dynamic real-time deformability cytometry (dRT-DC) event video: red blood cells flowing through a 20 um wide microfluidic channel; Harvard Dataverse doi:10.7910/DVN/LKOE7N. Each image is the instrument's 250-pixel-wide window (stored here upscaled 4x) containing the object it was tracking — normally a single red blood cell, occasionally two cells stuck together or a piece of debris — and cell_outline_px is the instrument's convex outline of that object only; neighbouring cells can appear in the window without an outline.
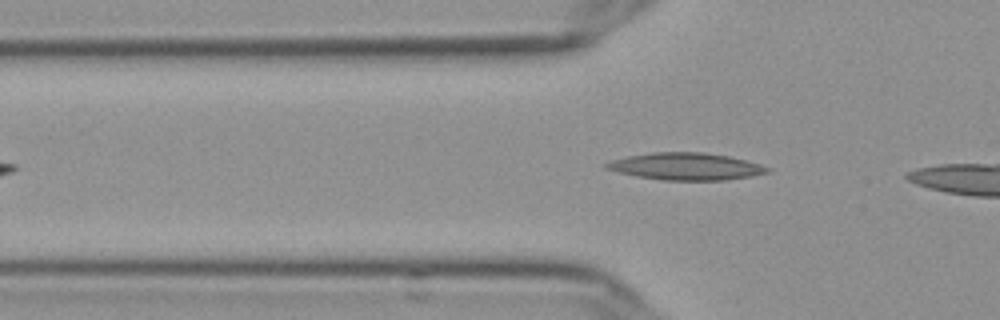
{"species": "Egyptian fruit bat (a non-hibernating species)", "species_latin": "Rousettus aegyptiacus", "temperature_condition": "cold", "stored_images_in_passage": 9, "camera_frame_rate_fps": 3000, "um_per_image_px": 0.085, "frame": {"image": 1, "passage_image": 2, "time_ms": 0.333, "image_size_px": [1000, 320], "cell_outline_px": [[772, 168], [768, 172], [752, 176], [724, 180], [664, 180], [636, 176], [604, 168], [604, 164], [612, 160], [628, 156], [652, 152], [704, 152], [728, 156], [760, 164]], "centroid_in_image_um": [58.31, 14.14], "position_along_channel_um": 67.5, "area_um2": 25.32}}
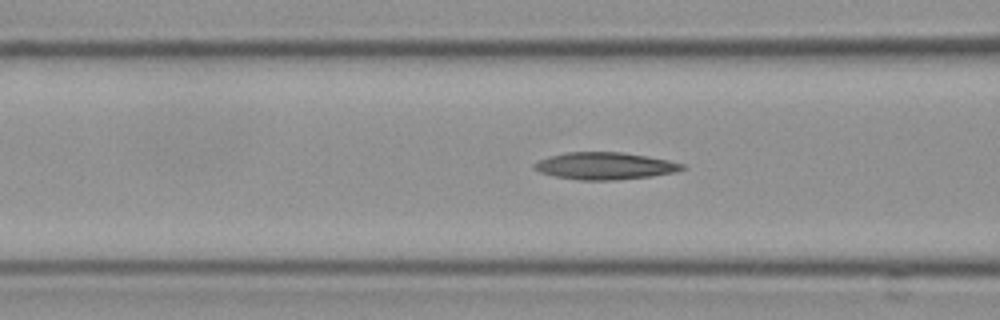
{"frame": {"image": 2, "passage_image": 6, "time_ms": 1.667, "image_size_px": [1000, 320], "cell_outline_px": [[684, 168], [676, 172], [652, 176], [616, 180], [580, 180], [556, 176], [540, 172], [532, 168], [532, 164], [548, 156], [568, 152], [624, 152], [648, 156], [668, 160], [684, 164]], "centroid_in_image_um": [51.41, 14.1], "position_along_channel_um": 115.2, "area_um2": 23.41}}